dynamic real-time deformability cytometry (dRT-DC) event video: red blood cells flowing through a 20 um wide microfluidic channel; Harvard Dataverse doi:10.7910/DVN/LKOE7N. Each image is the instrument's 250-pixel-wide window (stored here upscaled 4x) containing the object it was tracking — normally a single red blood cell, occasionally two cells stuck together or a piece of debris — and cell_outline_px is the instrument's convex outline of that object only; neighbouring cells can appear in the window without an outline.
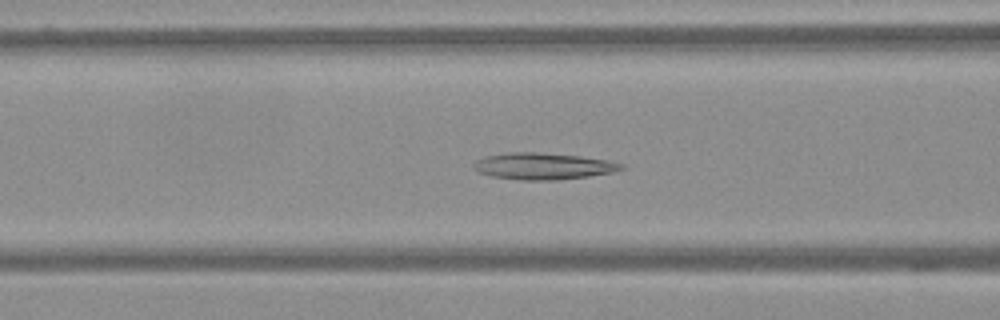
{"species": "Egyptian fruit bat (a non-hibernating species)", "species_latin": "Rousettus aegyptiacus", "temperature_condition": "warm", "stored_images_in_passage": 60, "camera_frame_rate_fps": 3000, "um_per_image_px": 0.085, "frame": {"image": 1, "passage_image": 24, "time_ms": 7.667, "image_size_px": [1000, 320], "cell_outline_px": [[624, 168], [612, 172], [588, 176], [556, 180], [520, 180], [492, 176], [480, 172], [472, 168], [472, 164], [476, 160], [484, 156], [508, 152], [536, 152], [580, 156], [604, 160], [624, 164]], "centroid_in_image_um": [46.11, 14.12], "position_along_channel_um": 120.5, "area_um2": 22.77}}
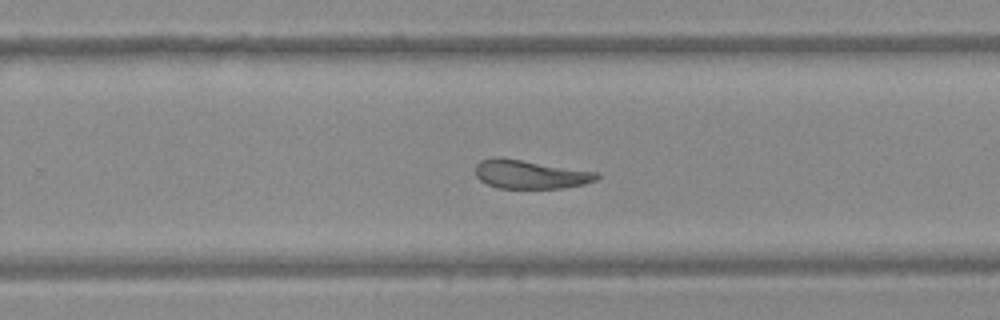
{"frame": {"image": 2, "passage_image": 39, "time_ms": 12.667, "image_size_px": [1000, 320], "cell_outline_px": [[600, 176], [596, 180], [584, 184], [560, 188], [496, 188], [480, 180], [476, 176], [476, 164], [480, 160], [496, 156], [500, 156], [600, 172]], "centroid_in_image_um": [45.07, 14.8], "position_along_channel_um": 284.7, "area_um2": 20.58}}
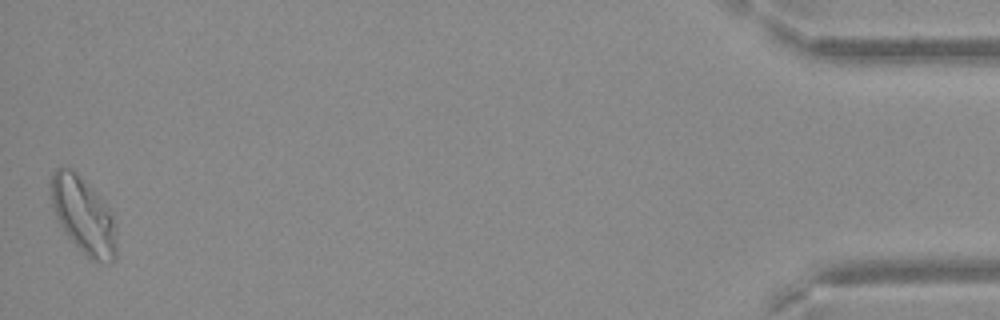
{"frame": {"image": 3, "passage_image": 60, "time_ms": 19.667, "image_size_px": [1000, 320], "cell_outline_px": [[116, 260], [108, 264], [92, 260], [64, 232], [56, 216], [52, 204], [48, 184], [52, 172], [56, 168], [72, 168], [108, 208], [112, 216], [116, 228]], "centroid_in_image_um": [7.07, 18.32], "position_along_channel_um": 428.1, "area_um2": 28.9}}